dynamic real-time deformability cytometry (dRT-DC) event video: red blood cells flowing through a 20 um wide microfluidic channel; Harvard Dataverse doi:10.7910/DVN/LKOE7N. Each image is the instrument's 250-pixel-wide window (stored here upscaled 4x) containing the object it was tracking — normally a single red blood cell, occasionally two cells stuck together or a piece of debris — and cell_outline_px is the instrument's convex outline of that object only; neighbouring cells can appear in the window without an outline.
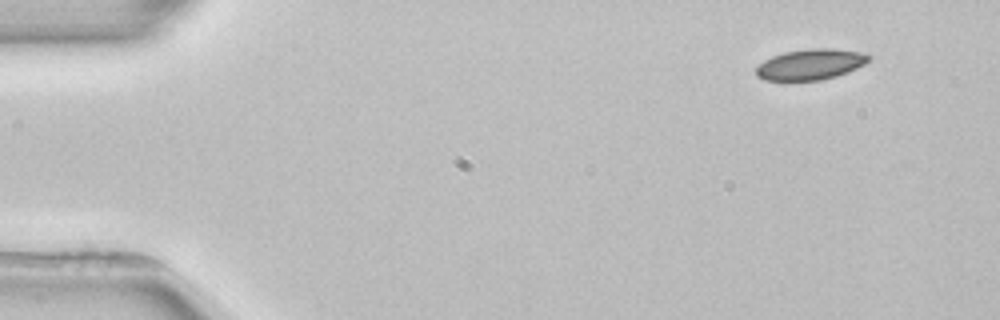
{"species": "common noctule bat (a hibernating species)", "species_latin": "Nyctalus noctula", "temperature_condition": "room temperature", "stored_images_in_passage": 4, "camera_frame_rate_fps": 3000, "um_per_image_px": 0.085, "animal": {"sex": "female", "body_mass_g": 22.7, "forearm_length_mm": 54.2}, "frame": {"image": 1, "passage_image": 1, "time_ms": 0.0, "image_size_px": [1000, 320], "cell_outline_px": [[872, 56], [864, 64], [856, 68], [836, 76], [820, 80], [764, 80], [756, 76], [756, 68], [764, 60], [772, 56], [784, 52], [812, 48], [832, 48], [860, 52]], "centroid_in_image_um": [68.87, 5.47], "position_along_channel_um": 16.1, "area_um2": 20.0}}
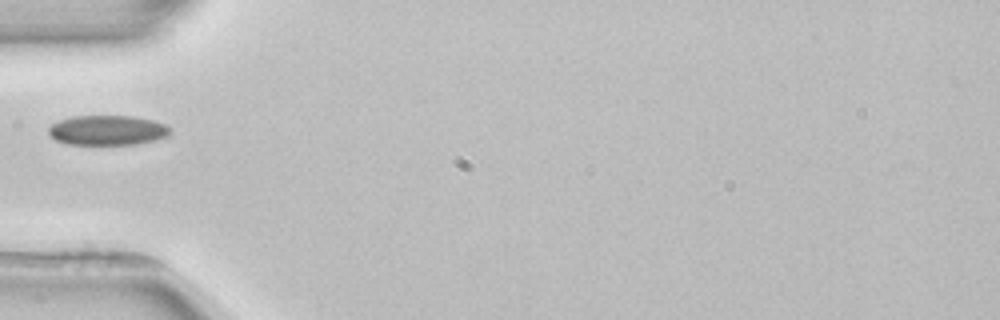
{"frame": {"image": 2, "passage_image": 4, "time_ms": 4.333, "image_size_px": [1000, 320], "cell_outline_px": [[172, 128], [168, 136], [152, 140], [132, 144], [68, 144], [56, 140], [48, 132], [48, 128], [52, 124], [60, 120], [72, 116], [132, 116], [152, 120], [168, 124]], "centroid_in_image_um": [9.15, 11.06], "position_along_channel_um": 75.8, "area_um2": 21.04}}